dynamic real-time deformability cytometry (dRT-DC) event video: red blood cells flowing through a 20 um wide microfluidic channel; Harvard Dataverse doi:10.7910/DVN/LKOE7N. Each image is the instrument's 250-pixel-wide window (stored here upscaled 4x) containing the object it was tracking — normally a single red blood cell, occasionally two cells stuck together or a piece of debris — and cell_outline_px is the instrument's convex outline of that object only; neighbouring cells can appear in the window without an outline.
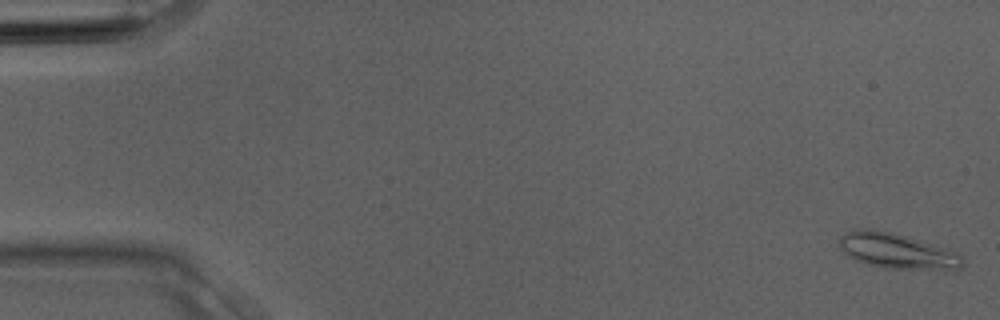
{"species": "Egyptian fruit bat (a non-hibernating species)", "species_latin": "Rousettus aegyptiacus", "temperature_condition": "room temperature", "stored_images_in_passage": 4, "camera_frame_rate_fps": 3000, "um_per_image_px": 0.085, "animal": {"sex": "male"}, "frame": {"image": 1, "passage_image": 1, "time_ms": 0.0, "image_size_px": [1000, 320], "cell_outline_px": [[964, 264], [956, 272], [948, 272], [884, 268], [868, 264], [856, 260], [848, 256], [840, 248], [840, 236], [852, 228], [872, 228], [892, 232], [948, 248], [960, 252], [964, 260]], "centroid_in_image_um": [76.36, 21.37], "position_along_channel_um": 8.6, "area_um2": 26.53}}